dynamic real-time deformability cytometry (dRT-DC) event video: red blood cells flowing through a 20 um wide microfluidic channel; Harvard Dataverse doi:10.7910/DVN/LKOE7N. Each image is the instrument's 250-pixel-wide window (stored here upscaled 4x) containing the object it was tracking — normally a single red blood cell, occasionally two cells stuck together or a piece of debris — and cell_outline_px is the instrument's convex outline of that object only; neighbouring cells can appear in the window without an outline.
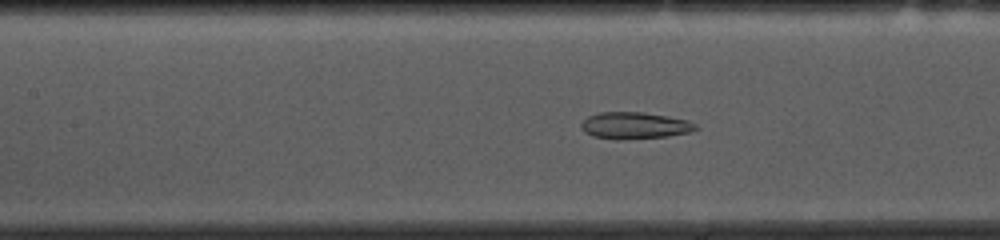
{"species": "common noctule bat (a hibernating species)", "species_latin": "Nyctalus noctula", "temperature_condition": "cold", "stored_images_in_passage": 54, "segment_of_instrument_passage": [1, 2], "camera_frame_rate_fps": 3000, "um_per_image_px": 0.085, "animal": {"sex": "female", "body_mass_g": 10.0, "forearm_length_mm": 53.1}, "frame": {"image": 1, "passage_image": 22, "time_ms": 7.0, "image_size_px": [1000, 240], "cell_outline_px": [[700, 128], [692, 132], [668, 136], [616, 140], [592, 136], [584, 132], [580, 124], [588, 116], [600, 112], [644, 112], [668, 116], [688, 120], [696, 124]], "centroid_in_image_um": [53.97, 10.67], "position_along_channel_um": 153.4, "area_um2": 18.03}}
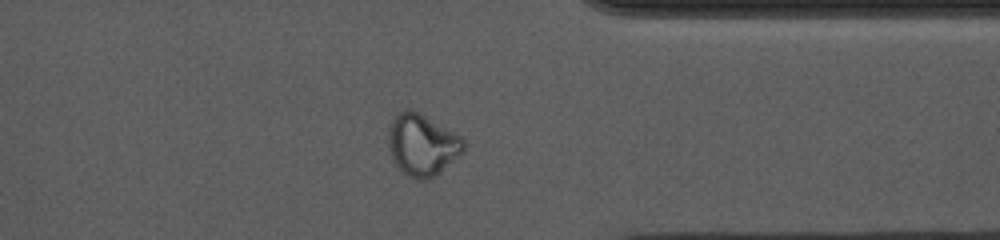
{"frame": {"image": 2, "passage_image": 41, "time_ms": 13.333, "image_size_px": [1000, 240], "cell_outline_px": [[464, 152], [460, 156], [436, 176], [424, 180], [420, 180], [408, 176], [396, 164], [392, 156], [388, 144], [388, 128], [392, 116], [396, 112], [404, 108], [408, 108], [456, 132], [464, 140]], "centroid_in_image_um": [35.88, 12.29], "position_along_channel_um": 375.5, "area_um2": 27.22}}
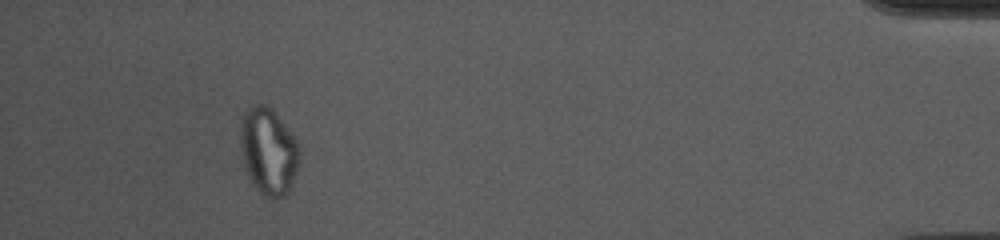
{"frame": {"image": 3, "passage_image": 49, "time_ms": 16.0, "image_size_px": [1000, 240], "cell_outline_px": [[300, 164], [288, 192], [280, 200], [264, 196], [252, 184], [244, 164], [240, 148], [240, 124], [244, 112], [252, 104], [264, 104], [272, 108], [300, 144]], "centroid_in_image_um": [22.83, 12.85], "position_along_channel_um": 412.4, "area_um2": 30.4}}